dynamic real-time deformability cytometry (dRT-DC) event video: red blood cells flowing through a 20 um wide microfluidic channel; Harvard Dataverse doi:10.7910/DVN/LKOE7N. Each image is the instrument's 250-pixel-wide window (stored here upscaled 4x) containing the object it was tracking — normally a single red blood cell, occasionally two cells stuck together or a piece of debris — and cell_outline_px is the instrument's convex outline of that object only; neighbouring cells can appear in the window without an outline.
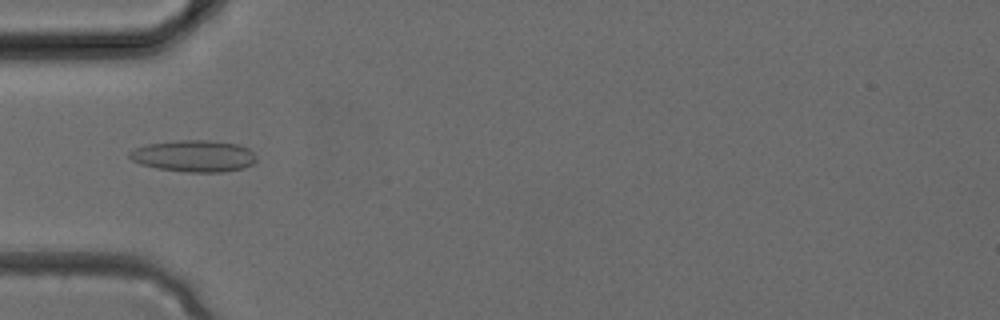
{"species": "common noctule bat (a hibernating species)", "species_latin": "Nyctalus noctula", "temperature_condition": "cold", "stored_images_in_passage": 4, "camera_frame_rate_fps": 3000, "um_per_image_px": 0.085, "animal": {"sex": "female", "body_mass_g": 24.6, "forearm_length_mm": 56.2}, "frame": {"image": 1, "passage_image": 4, "time_ms": 1.0, "image_size_px": [1000, 320], "cell_outline_px": [[256, 160], [252, 164], [244, 168], [224, 172], [188, 172], [156, 168], [140, 164], [132, 160], [128, 156], [128, 152], [136, 148], [148, 144], [176, 140], [208, 140], [236, 144], [248, 148], [256, 156]], "centroid_in_image_um": [16.48, 13.26], "position_along_channel_um": 68.5, "area_um2": 23.41}}